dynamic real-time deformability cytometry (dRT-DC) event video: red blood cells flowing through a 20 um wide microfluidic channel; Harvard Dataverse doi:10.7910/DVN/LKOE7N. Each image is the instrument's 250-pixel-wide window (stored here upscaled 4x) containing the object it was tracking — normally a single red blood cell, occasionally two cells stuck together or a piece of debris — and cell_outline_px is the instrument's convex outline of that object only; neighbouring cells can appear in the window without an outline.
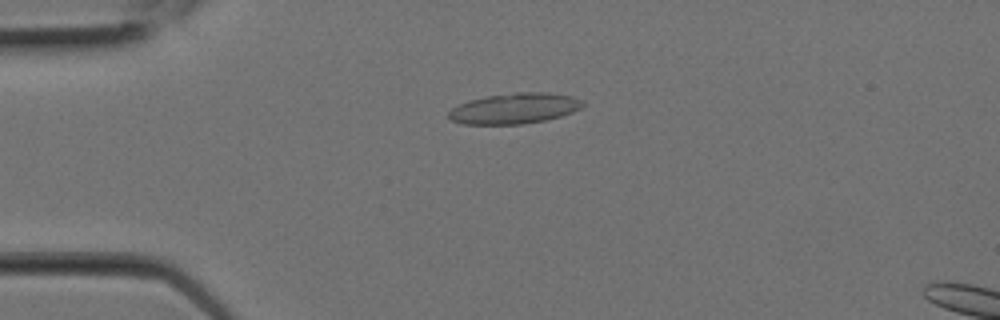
{"species": "Egyptian fruit bat (a non-hibernating species)", "species_latin": "Rousettus aegyptiacus", "temperature_condition": "room temperature", "stored_images_in_passage": 4, "camera_frame_rate_fps": 3000, "um_per_image_px": 0.085, "animal": {"sex": "female"}, "frame": {"image": 1, "passage_image": 2, "time_ms": 0.333, "image_size_px": [1000, 320], "cell_outline_px": [[584, 104], [580, 108], [572, 112], [560, 116], [544, 120], [524, 124], [464, 124], [452, 120], [448, 116], [448, 112], [452, 108], [468, 100], [488, 96], [516, 92], [548, 92], [572, 96], [580, 100]], "centroid_in_image_um": [43.72, 9.21], "position_along_channel_um": 41.3, "area_um2": 23.76}}